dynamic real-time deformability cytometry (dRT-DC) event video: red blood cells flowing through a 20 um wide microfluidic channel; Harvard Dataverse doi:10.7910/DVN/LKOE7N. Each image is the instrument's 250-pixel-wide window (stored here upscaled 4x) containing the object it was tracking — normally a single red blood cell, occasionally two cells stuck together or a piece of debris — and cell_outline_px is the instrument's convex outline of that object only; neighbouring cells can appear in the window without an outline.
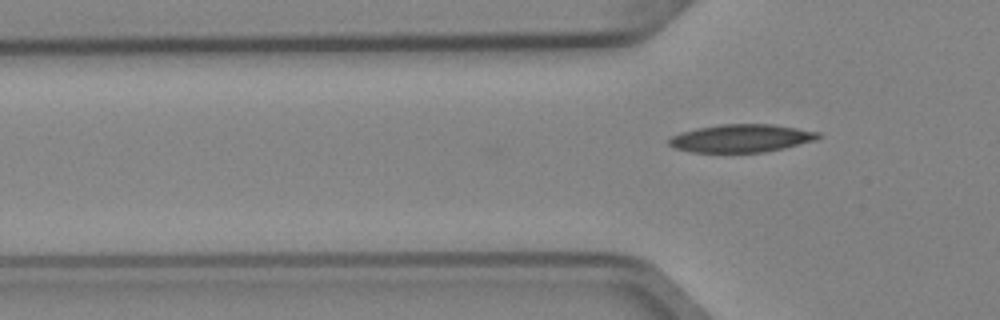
{"species": "Egyptian fruit bat (a non-hibernating species)", "species_latin": "Rousettus aegyptiacus", "temperature_condition": "cold", "stored_images_in_passage": 6, "segment_of_instrument_passage": [2, 2], "camera_frame_rate_fps": 3000, "um_per_image_px": 0.085, "animal": {"sex": "female"}, "frame": {"image": 1, "passage_image": 6, "time_ms": 1.667, "image_size_px": [1000, 320], "cell_outline_px": [[820, 136], [816, 140], [784, 148], [764, 152], [692, 152], [676, 148], [668, 144], [668, 140], [672, 136], [680, 132], [696, 128], [720, 124], [772, 124], [820, 132]], "centroid_in_image_um": [63.0, 11.75], "position_along_channel_um": 62.8, "area_um2": 24.22}}